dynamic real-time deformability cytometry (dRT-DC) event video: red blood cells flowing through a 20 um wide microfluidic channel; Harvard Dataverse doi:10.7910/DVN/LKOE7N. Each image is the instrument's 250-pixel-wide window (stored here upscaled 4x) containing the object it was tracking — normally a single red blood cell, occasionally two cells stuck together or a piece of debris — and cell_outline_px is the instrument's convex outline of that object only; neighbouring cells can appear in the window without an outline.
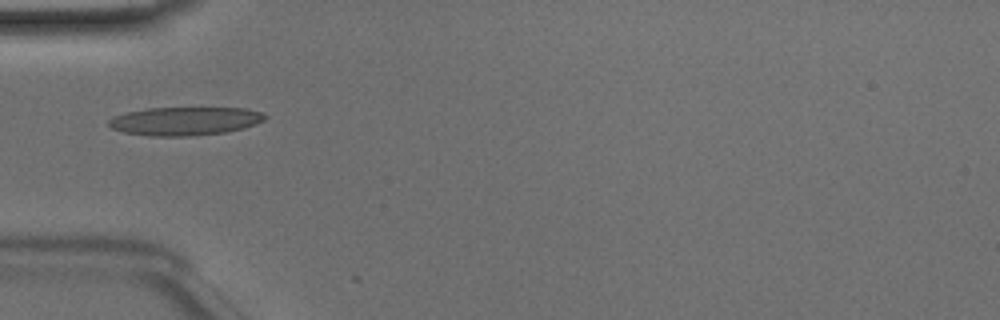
{"species": "Egyptian fruit bat (a non-hibernating species)", "species_latin": "Rousettus aegyptiacus", "temperature_condition": "room temperature", "stored_images_in_passage": 5, "camera_frame_rate_fps": 3000, "um_per_image_px": 0.085, "animal": {"sex": "male"}, "frame": {"image": 1, "passage_image": 1, "time_ms": 0.0, "image_size_px": [1000, 320], "cell_outline_px": [[268, 116], [264, 120], [256, 124], [244, 128], [224, 132], [192, 136], [148, 136], [124, 132], [112, 128], [108, 124], [108, 120], [112, 116], [128, 112], [148, 108], [244, 108], [260, 112]], "centroid_in_image_um": [15.71, 10.29], "position_along_channel_um": 69.3, "area_um2": 25.84}}